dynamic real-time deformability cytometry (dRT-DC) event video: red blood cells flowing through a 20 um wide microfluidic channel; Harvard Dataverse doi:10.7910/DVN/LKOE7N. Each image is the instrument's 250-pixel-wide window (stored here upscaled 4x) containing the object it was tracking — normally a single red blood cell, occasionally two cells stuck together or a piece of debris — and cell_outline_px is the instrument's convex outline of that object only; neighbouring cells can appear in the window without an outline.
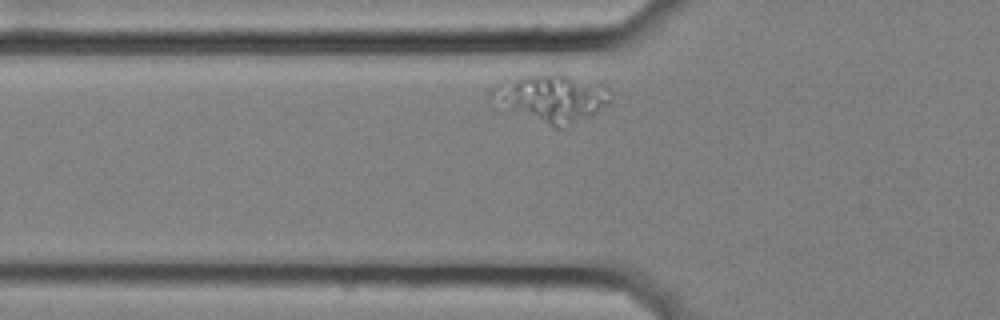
{"species": "common noctule bat (a hibernating species)", "species_latin": "Nyctalus noctula", "temperature_condition": "cold", "stored_images_in_passage": 32, "camera_frame_rate_fps": 3000, "um_per_image_px": 0.085, "animal": {"sex": "female", "body_mass_g": 25.1}, "frame": {"image": 1, "passage_image": 2, "time_ms": 0.333, "image_size_px": [1000, 320], "cell_outline_px": [[612, 100], [608, 104], [592, 116], [560, 128], [556, 128], [548, 124], [512, 104], [492, 88], [500, 80], [548, 72], [560, 72], [608, 84], [612, 88]], "centroid_in_image_um": [47.26, 8.22], "position_along_channel_um": 78.5, "area_um2": 31.39}}
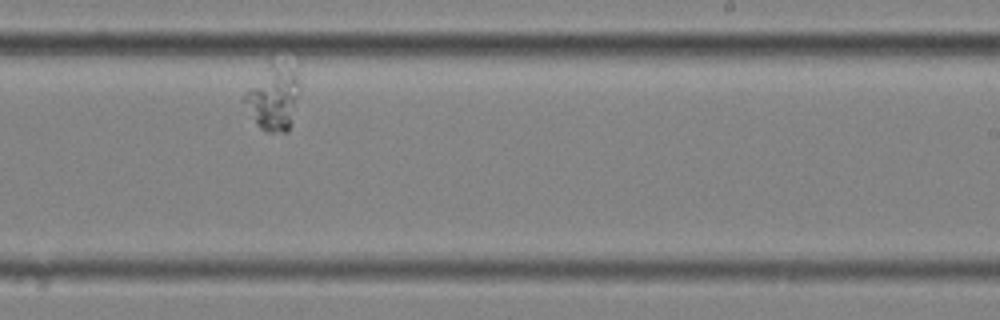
{"frame": {"image": 2, "passage_image": 20, "time_ms": 6.333, "image_size_px": [1000, 320], "cell_outline_px": [[300, 88], [292, 124], [288, 132], [264, 132], [256, 124], [244, 100], [244, 92], [248, 88], [272, 68], [276, 68], [296, 72]], "centroid_in_image_um": [23.27, 8.51], "position_along_channel_um": 265.7, "area_um2": 19.31}}
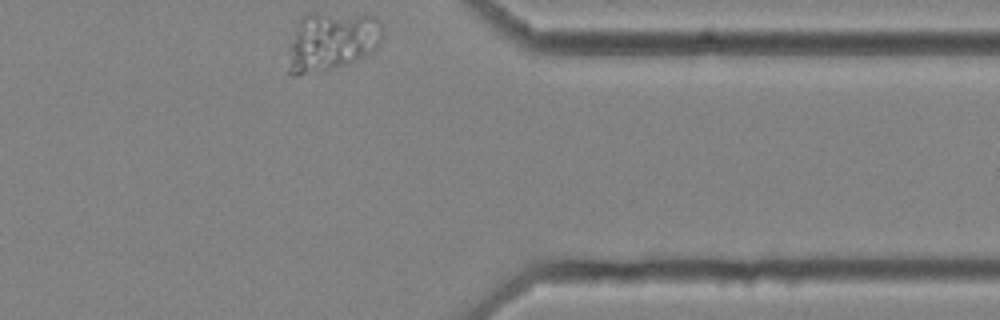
{"frame": {"image": 3, "passage_image": 32, "time_ms": 10.333, "image_size_px": [1000, 320], "cell_outline_px": [[384, 36], [376, 48], [344, 64], [324, 72], [296, 76], [292, 76], [288, 72], [288, 48], [296, 28], [300, 20], [304, 16], [312, 12], [316, 12], [376, 16], [380, 20], [384, 28]], "centroid_in_image_um": [28.18, 3.51], "position_along_channel_um": 383.2, "area_um2": 32.66}}